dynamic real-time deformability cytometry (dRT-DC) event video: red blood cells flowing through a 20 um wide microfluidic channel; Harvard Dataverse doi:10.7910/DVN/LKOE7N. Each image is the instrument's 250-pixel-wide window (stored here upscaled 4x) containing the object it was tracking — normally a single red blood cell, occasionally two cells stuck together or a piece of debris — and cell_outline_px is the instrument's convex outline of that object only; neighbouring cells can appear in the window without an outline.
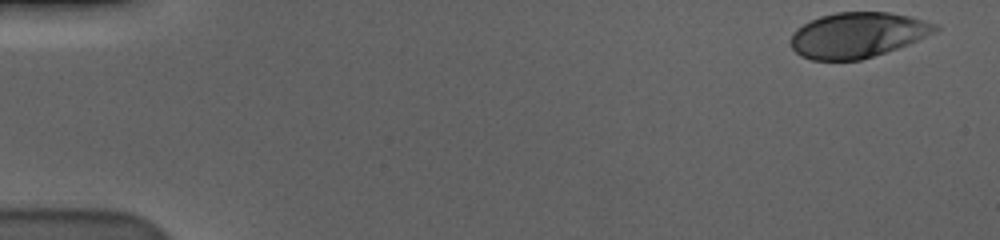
{"species": "human", "species_latin": "Homo sapiens", "temperature_condition": "cold", "stored_images_in_passage": 49, "camera_frame_rate_fps": 3000, "um_per_image_px": 0.085, "donor": {"sex": "male"}, "frame": {"image": 1, "passage_image": 1, "time_ms": 0.0, "image_size_px": [1000, 240], "cell_outline_px": [[940, 28], [908, 44], [860, 60], [812, 60], [800, 56], [792, 48], [788, 40], [792, 32], [796, 28], [820, 16], [836, 12], [888, 12], [908, 16], [936, 24]], "centroid_in_image_um": [72.8, 2.97], "position_along_channel_um": 12.2, "area_um2": 37.8}}
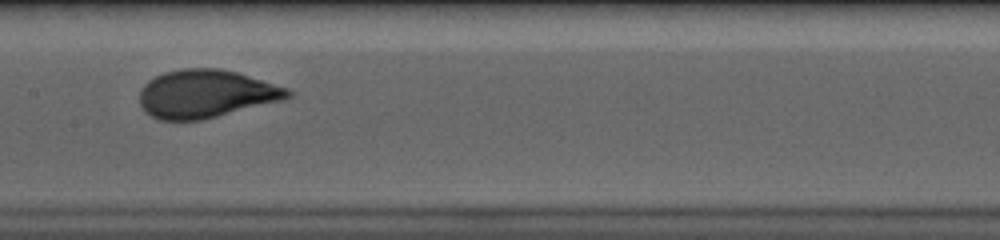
{"frame": {"image": 2, "passage_image": 28, "time_ms": 9.0, "image_size_px": [1000, 240], "cell_outline_px": [[296, 92], [292, 96], [284, 100], [200, 120], [156, 120], [144, 112], [140, 104], [140, 88], [148, 80], [164, 72], [184, 68], [220, 68], [236, 72], [288, 88]], "centroid_in_image_um": [17.5, 7.98], "position_along_channel_um": 189.9, "area_um2": 41.67}}
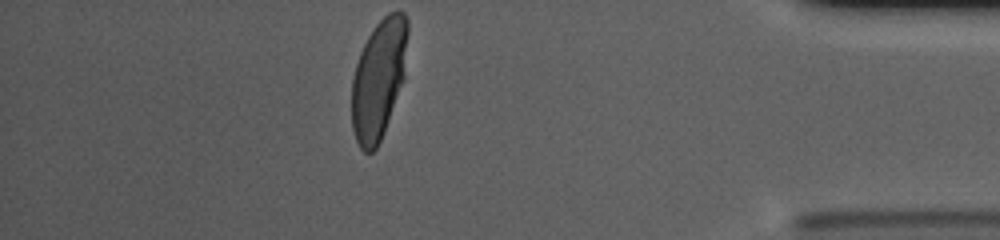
{"frame": {"image": 3, "passage_image": 49, "time_ms": 16.0, "image_size_px": [1000, 240], "cell_outline_px": [[408, 32], [404, 80], [384, 132], [376, 148], [372, 152], [364, 152], [360, 148], [356, 140], [352, 128], [352, 76], [360, 52], [368, 36], [376, 24], [388, 12], [404, 12], [408, 20]], "centroid_in_image_um": [32.19, 6.71], "position_along_channel_um": 403.0, "area_um2": 39.13}, "authors_computed_cell_mechanics": {"area_um2": 40.8646, "velocity_mm_per_s": 3.5972, "shape_relaxation_time_tau1_ms": 3.6531, "shape_relaxation_time_tau2_ms": null, "deformation_change_tau1": 0.1828, "deformation_change_tau2": null}}